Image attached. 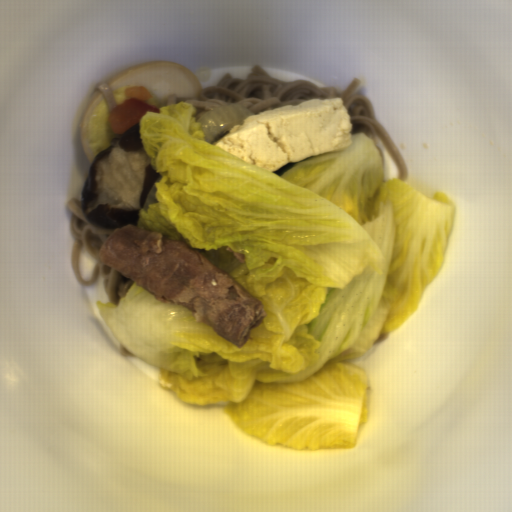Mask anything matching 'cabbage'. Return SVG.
Wrapping results in <instances>:
<instances>
[{
    "label": "cabbage",
    "mask_w": 512,
    "mask_h": 512,
    "mask_svg": "<svg viewBox=\"0 0 512 512\" xmlns=\"http://www.w3.org/2000/svg\"><path fill=\"white\" fill-rule=\"evenodd\" d=\"M197 111L182 101L140 119L160 179L137 226L232 275L264 319L239 348L135 281L98 312L180 401L224 402L240 433L270 445L354 449L368 381L347 360L415 315L443 269L457 201L384 180L364 131L277 175L206 140Z\"/></svg>",
    "instance_id": "1"
}]
</instances>
